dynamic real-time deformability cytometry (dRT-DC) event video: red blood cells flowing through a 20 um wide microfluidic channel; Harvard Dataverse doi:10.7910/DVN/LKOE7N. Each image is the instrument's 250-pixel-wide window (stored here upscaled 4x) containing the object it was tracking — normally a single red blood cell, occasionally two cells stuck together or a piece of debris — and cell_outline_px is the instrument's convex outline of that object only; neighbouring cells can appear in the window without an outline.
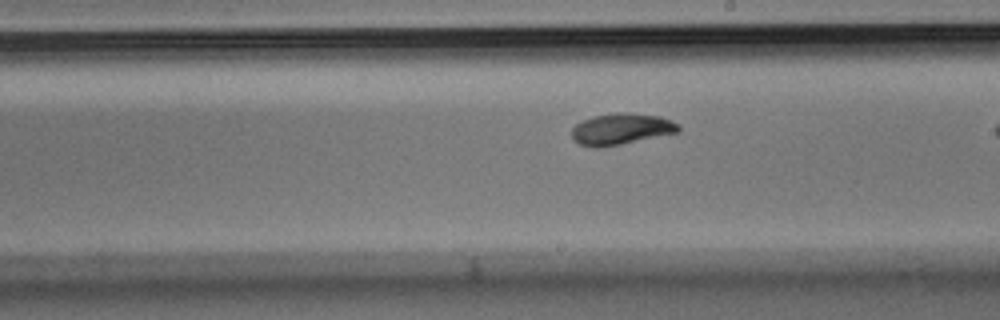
{"species": "Egyptian fruit bat (a non-hibernating species)", "species_latin": "Rousettus aegyptiacus", "temperature_condition": "room temperature", "stored_images_in_passage": 29, "camera_frame_rate_fps": 3000, "um_per_image_px": 0.085, "animal": {"sex": "male"}, "frame": {"image": 1, "passage_image": 17, "time_ms": 5.333, "image_size_px": [1000, 320], "cell_outline_px": [[680, 132], [600, 148], [592, 148], [580, 144], [572, 140], [572, 128], [576, 124], [592, 116], [616, 112], [624, 112], [660, 116], [672, 120], [680, 124]], "centroid_in_image_um": [52.81, 10.96], "position_along_channel_um": 236.2, "area_um2": 19.65}}
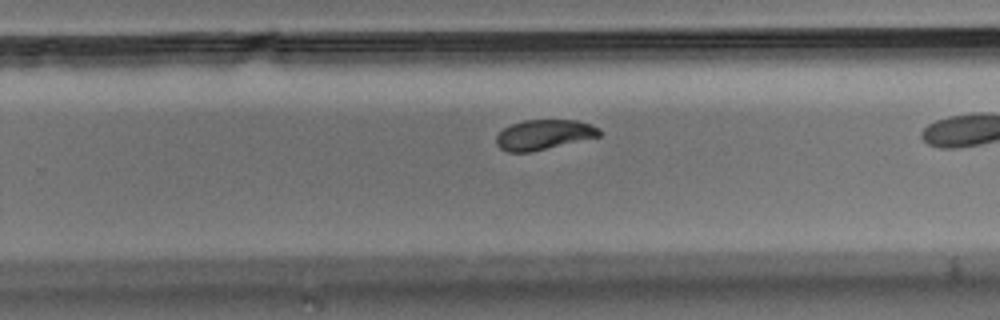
{"frame": {"image": 2, "passage_image": 21, "time_ms": 6.667, "image_size_px": [1000, 320], "cell_outline_px": [[600, 136], [528, 152], [508, 152], [500, 148], [496, 144], [496, 136], [504, 128], [512, 124], [524, 120], [576, 120], [592, 124], [600, 128]], "centroid_in_image_um": [46.22, 11.43], "position_along_channel_um": 283.6, "area_um2": 17.8}}